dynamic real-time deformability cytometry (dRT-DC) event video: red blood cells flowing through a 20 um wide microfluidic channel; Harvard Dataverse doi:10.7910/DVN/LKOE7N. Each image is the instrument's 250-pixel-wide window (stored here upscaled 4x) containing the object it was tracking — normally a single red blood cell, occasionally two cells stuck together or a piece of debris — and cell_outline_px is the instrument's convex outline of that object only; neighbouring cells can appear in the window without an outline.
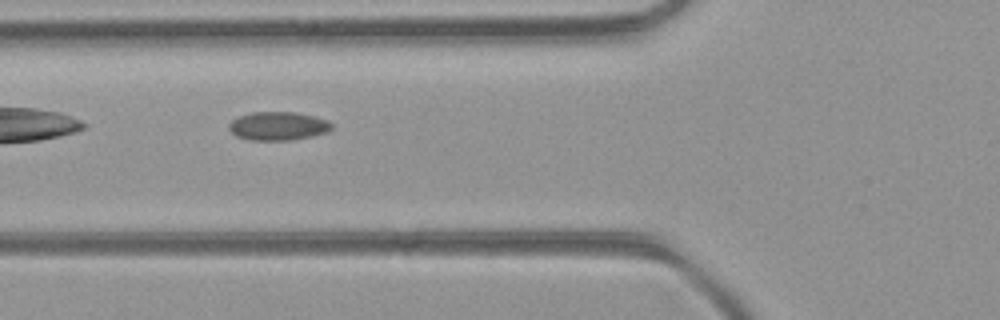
{"species": "common noctule bat (a hibernating species)", "species_latin": "Nyctalus noctula", "temperature_condition": "room temperature", "stored_images_in_passage": 4, "camera_frame_rate_fps": 3000, "um_per_image_px": 0.085, "animal": {"sex": "female", "body_mass_g": 21.9}, "frame": {"image": 1, "passage_image": 3, "time_ms": 0.667, "image_size_px": [1000, 320], "cell_outline_px": [[332, 128], [328, 132], [312, 136], [288, 140], [248, 140], [236, 136], [228, 128], [228, 124], [232, 120], [240, 116], [252, 112], [296, 112], [328, 120], [332, 124]], "centroid_in_image_um": [23.63, 10.71], "position_along_channel_um": 102.2, "area_um2": 17.05}}
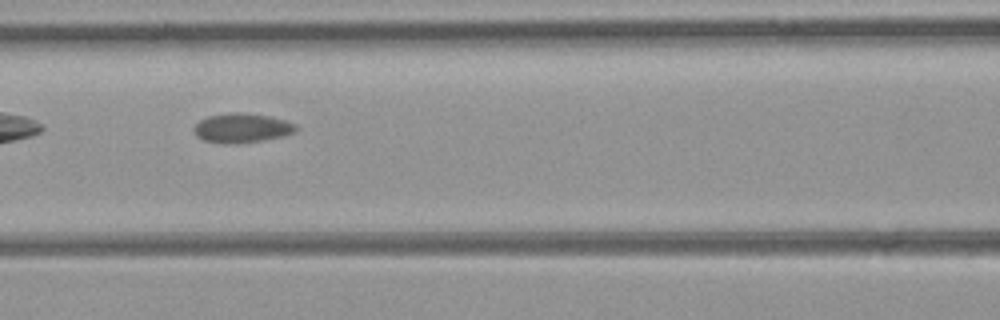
{"frame": {"image": 2, "passage_image": 4, "time_ms": 1.0, "image_size_px": [1000, 320], "cell_outline_px": [[296, 132], [284, 136], [264, 140], [224, 144], [204, 140], [196, 136], [192, 132], [192, 128], [200, 120], [208, 116], [228, 112], [236, 112], [268, 116], [284, 120], [296, 124]], "centroid_in_image_um": [20.52, 10.88], "position_along_channel_um": 146.1, "area_um2": 17.46}}